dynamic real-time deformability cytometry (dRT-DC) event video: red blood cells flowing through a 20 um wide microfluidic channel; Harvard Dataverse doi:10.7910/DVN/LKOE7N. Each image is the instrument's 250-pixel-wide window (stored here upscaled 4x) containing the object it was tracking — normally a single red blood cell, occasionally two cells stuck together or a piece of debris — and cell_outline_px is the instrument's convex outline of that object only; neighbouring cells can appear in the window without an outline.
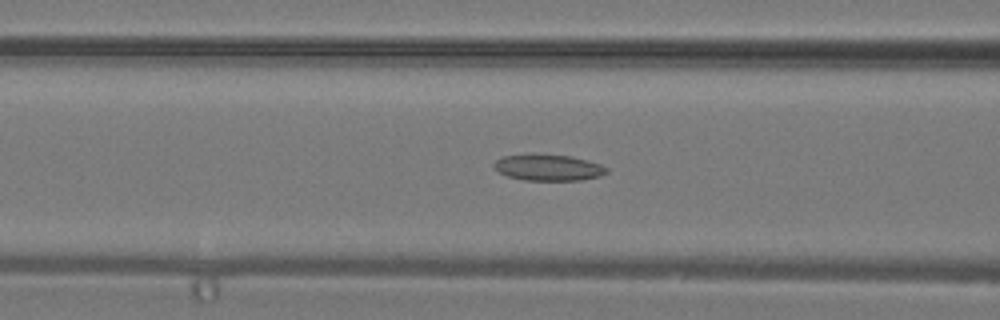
{"species": "common noctule bat (a hibernating species)", "species_latin": "Nyctalus noctula", "temperature_condition": "warm", "stored_images_in_passage": 40, "camera_frame_rate_fps": 3000, "um_per_image_px": 0.085, "animal": {"sex": "male", "body_mass_g": 19.2, "forearm_length_mm": 51.8}, "frame": {"image": 1, "passage_image": 17, "time_ms": 5.333, "image_size_px": [1000, 320], "cell_outline_px": [[608, 172], [600, 176], [580, 180], [524, 180], [508, 176], [500, 172], [492, 164], [496, 160], [504, 156], [572, 156], [588, 160], [600, 164], [608, 168]], "centroid_in_image_um": [46.67, 14.27], "position_along_channel_um": 119.9, "area_um2": 16.59}}
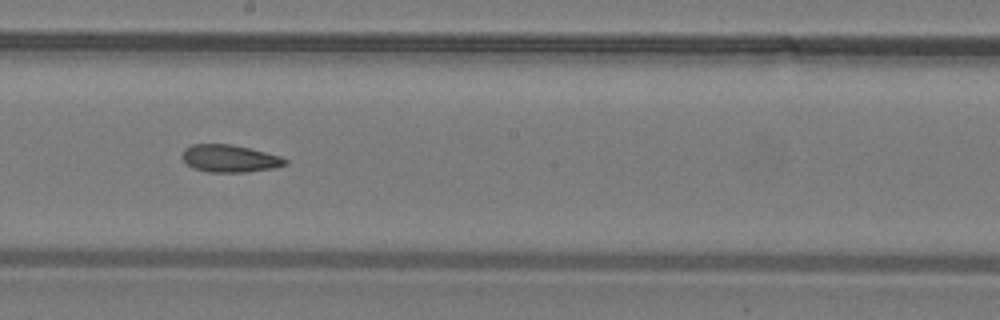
{"frame": {"image": 2, "passage_image": 23, "time_ms": 7.333, "image_size_px": [1000, 320], "cell_outline_px": [[288, 164], [276, 168], [244, 172], [208, 172], [192, 168], [180, 156], [184, 148], [192, 144], [232, 144], [280, 156], [288, 160]], "centroid_in_image_um": [19.51, 13.47], "position_along_channel_um": 228.7, "area_um2": 16.53}}
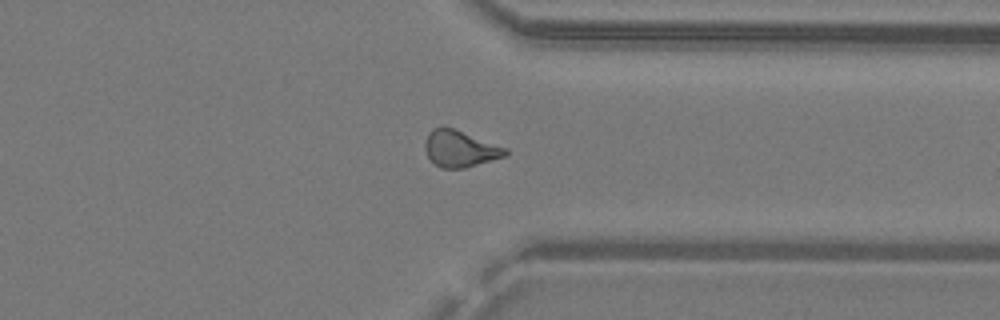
{"frame": {"image": 3, "passage_image": 31, "time_ms": 10.0, "image_size_px": [1000, 320], "cell_outline_px": [[508, 152], [504, 156], [464, 168], [440, 168], [428, 156], [424, 148], [424, 140], [428, 132], [432, 128], [452, 128], [508, 148]], "centroid_in_image_um": [39.08, 12.64], "position_along_channel_um": 372.3, "area_um2": 16.82}}